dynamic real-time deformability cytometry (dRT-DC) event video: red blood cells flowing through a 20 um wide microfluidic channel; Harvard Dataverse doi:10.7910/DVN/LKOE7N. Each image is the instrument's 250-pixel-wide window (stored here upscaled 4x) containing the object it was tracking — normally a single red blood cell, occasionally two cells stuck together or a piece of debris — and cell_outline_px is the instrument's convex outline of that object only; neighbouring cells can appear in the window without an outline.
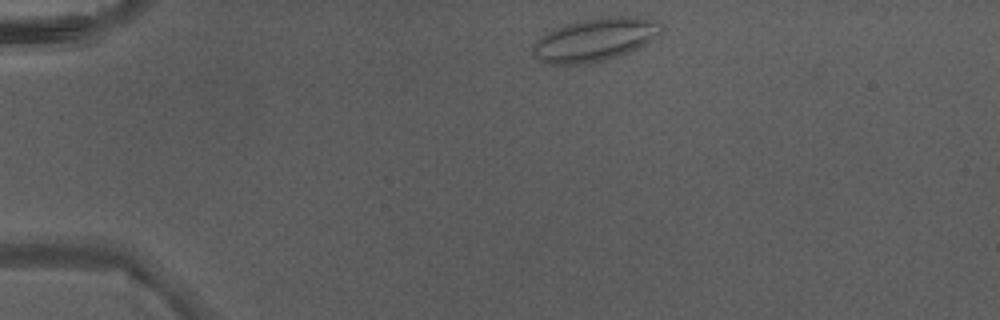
{"species": "Egyptian fruit bat (a non-hibernating species)", "species_latin": "Rousettus aegyptiacus", "temperature_condition": "warm", "stored_images_in_passage": 3, "camera_frame_rate_fps": 3000, "um_per_image_px": 0.085, "animal": {"sex": "male"}, "frame": {"image": 1, "passage_image": 1, "time_ms": 0.0, "image_size_px": [1000, 320], "cell_outline_px": [[660, 36], [628, 52], [616, 56], [588, 64], [548, 64], [532, 56], [532, 44], [540, 36], [564, 24], [584, 20], [608, 16], [628, 16], [656, 20], [660, 24]], "centroid_in_image_um": [50.52, 3.37], "position_along_channel_um": 34.5, "area_um2": 32.02}}
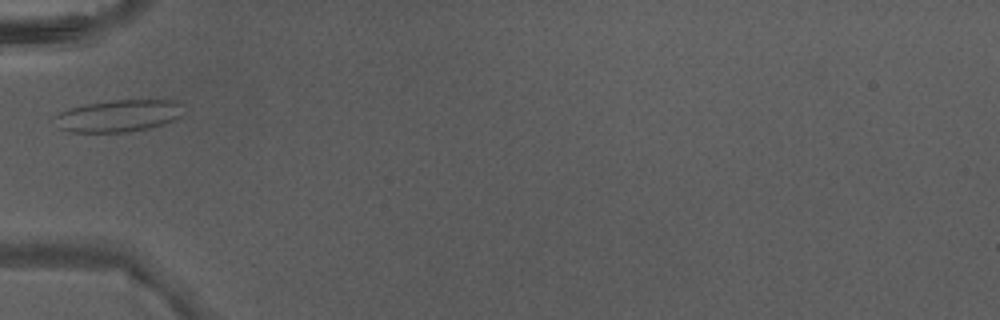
{"frame": {"image": 2, "passage_image": 3, "time_ms": 0.667, "image_size_px": [1000, 320], "cell_outline_px": [[188, 112], [176, 120], [148, 128], [124, 132], [72, 132], [60, 128], [52, 116], [68, 108], [88, 104], [112, 100], [176, 100], [184, 104]], "centroid_in_image_um": [10.16, 9.83], "position_along_channel_um": 74.8, "area_um2": 24.39}}